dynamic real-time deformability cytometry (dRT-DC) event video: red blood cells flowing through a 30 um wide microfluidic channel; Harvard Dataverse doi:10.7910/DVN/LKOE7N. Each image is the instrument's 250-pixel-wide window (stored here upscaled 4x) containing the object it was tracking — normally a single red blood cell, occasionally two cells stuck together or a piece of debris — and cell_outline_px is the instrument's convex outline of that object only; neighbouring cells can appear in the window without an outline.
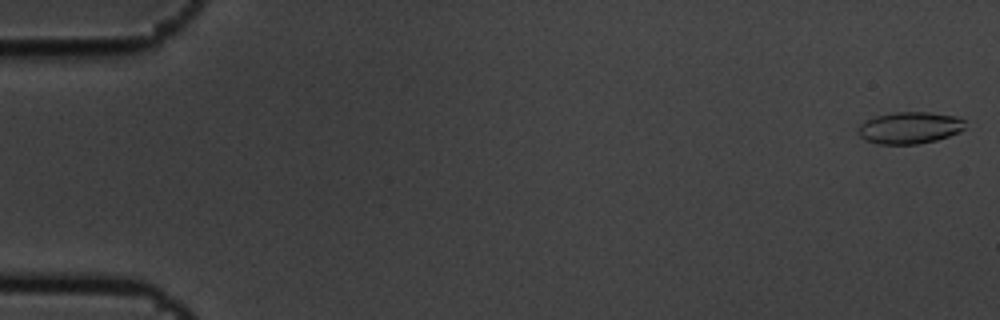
{"species": "common noctule bat (a hibernating species)", "species_latin": "Nyctalus noctula", "temperature_condition": "cold", "stored_images_in_passage": 6, "camera_frame_rate_fps": 3000, "um_per_image_px": 0.085, "animal": {"sex": "male", "body_mass_g": 19.5, "forearm_length_mm": 54.6}, "frame": {"image": 1, "passage_image": 1, "time_ms": 0.0, "image_size_px": [1000, 320], "cell_outline_px": [[964, 128], [960, 132], [936, 140], [916, 144], [876, 144], [860, 136], [856, 132], [856, 128], [860, 124], [876, 116], [896, 112], [928, 112], [956, 116], [964, 120]], "centroid_in_image_um": [77.31, 10.86], "position_along_channel_um": 7.7, "area_um2": 19.77}}
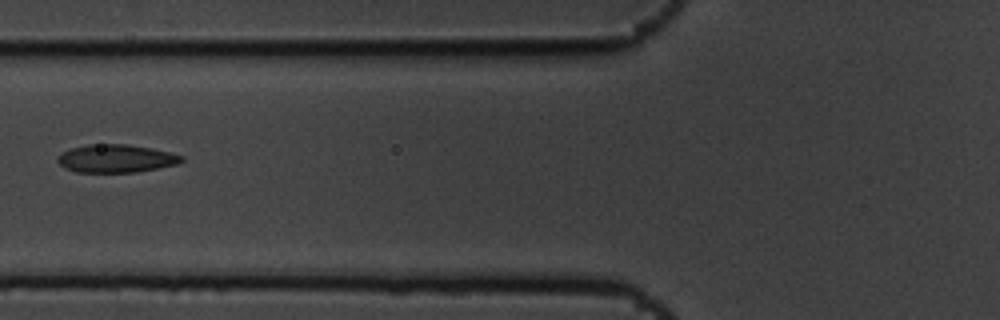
{"frame": {"image": 2, "passage_image": 6, "time_ms": 1.667, "image_size_px": [1000, 320], "cell_outline_px": [[184, 160], [176, 164], [136, 172], [76, 172], [64, 168], [56, 160], [56, 156], [60, 152], [72, 148], [88, 144], [128, 144], [152, 148], [172, 152], [184, 156]], "centroid_in_image_um": [9.84, 13.46], "position_along_channel_um": 116.0, "area_um2": 20.4}}